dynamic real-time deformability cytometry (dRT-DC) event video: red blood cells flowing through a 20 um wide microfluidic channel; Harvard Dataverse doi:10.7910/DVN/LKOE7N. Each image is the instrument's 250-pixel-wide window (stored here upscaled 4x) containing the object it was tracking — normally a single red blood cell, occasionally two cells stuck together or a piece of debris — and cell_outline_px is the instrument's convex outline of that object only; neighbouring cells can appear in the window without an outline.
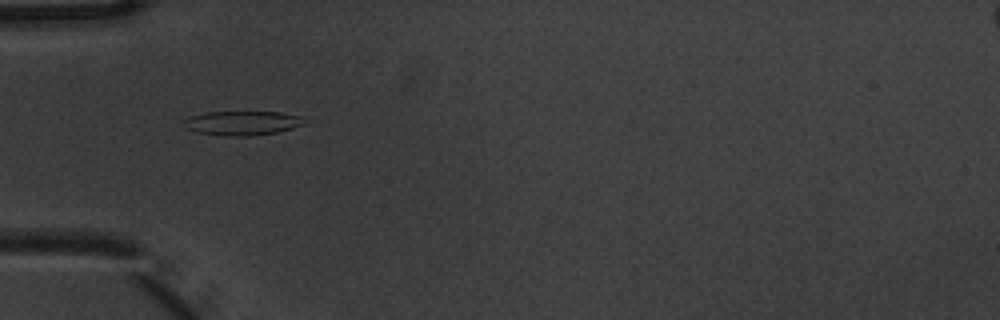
{"species": "common noctule bat (a hibernating species)", "species_latin": "Nyctalus noctula", "temperature_condition": "warm", "stored_images_in_passage": 9, "camera_frame_rate_fps": 3000, "um_per_image_px": 0.085, "animal": {"sex": "male", "body_mass_g": 20.1, "forearm_length_mm": 53.5}, "frame": {"image": 1, "passage_image": 6, "time_ms": 1.667, "image_size_px": [1000, 320], "cell_outline_px": [[304, 124], [292, 128], [276, 132], [248, 136], [224, 136], [200, 132], [184, 128], [180, 124], [180, 120], [188, 116], [204, 112], [280, 112], [300, 116]], "centroid_in_image_um": [20.46, 10.45], "position_along_channel_um": 64.5, "area_um2": 17.11}}
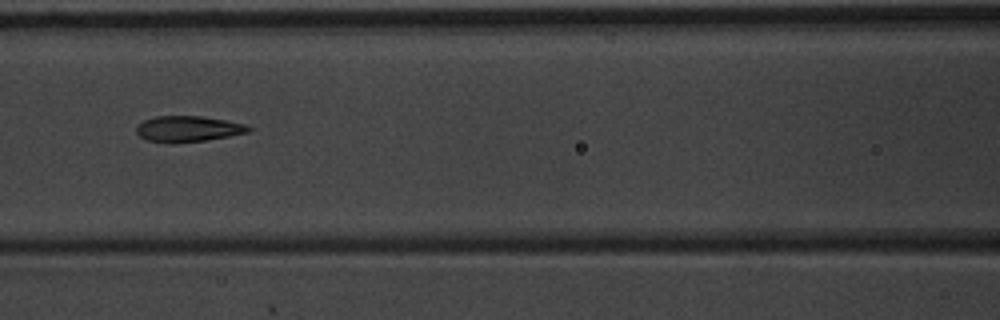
{"frame": {"image": 2, "passage_image": 8, "time_ms": 2.333, "image_size_px": [1000, 320], "cell_outline_px": [[252, 128], [248, 132], [228, 136], [204, 140], [172, 144], [168, 144], [148, 140], [140, 136], [136, 132], [136, 124], [144, 120], [156, 116], [200, 116], [224, 120], [244, 124]], "centroid_in_image_um": [15.92, 10.96], "position_along_channel_um": 150.7, "area_um2": 16.88}}
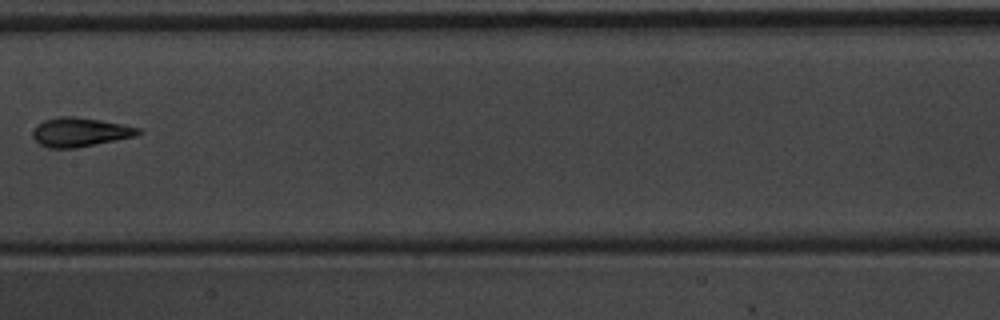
{"frame": {"image": 3, "passage_image": 9, "time_ms": 2.667, "image_size_px": [1000, 320], "cell_outline_px": [[144, 132], [136, 136], [76, 148], [48, 148], [40, 144], [32, 136], [32, 132], [36, 124], [44, 120], [56, 116], [76, 116], [124, 124], [140, 128]], "centroid_in_image_um": [6.8, 11.22], "position_along_channel_um": 200.6, "area_um2": 18.09}}